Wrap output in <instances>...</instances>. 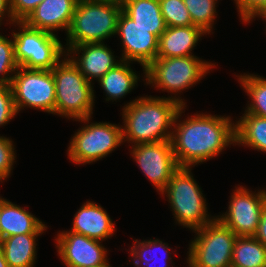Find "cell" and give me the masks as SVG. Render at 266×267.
Masks as SVG:
<instances>
[{"mask_svg": "<svg viewBox=\"0 0 266 267\" xmlns=\"http://www.w3.org/2000/svg\"><path fill=\"white\" fill-rule=\"evenodd\" d=\"M253 74L236 75L237 81L241 84L240 87L245 90L249 96L248 99L251 98L245 112L266 118V78Z\"/></svg>", "mask_w": 266, "mask_h": 267, "instance_id": "484cf974", "label": "cell"}, {"mask_svg": "<svg viewBox=\"0 0 266 267\" xmlns=\"http://www.w3.org/2000/svg\"><path fill=\"white\" fill-rule=\"evenodd\" d=\"M102 267H112L109 263Z\"/></svg>", "mask_w": 266, "mask_h": 267, "instance_id": "60d3db41", "label": "cell"}, {"mask_svg": "<svg viewBox=\"0 0 266 267\" xmlns=\"http://www.w3.org/2000/svg\"><path fill=\"white\" fill-rule=\"evenodd\" d=\"M4 18L8 19L4 20ZM2 21H7L10 25L15 23L11 12V0H0V27L3 25Z\"/></svg>", "mask_w": 266, "mask_h": 267, "instance_id": "836d02e7", "label": "cell"}, {"mask_svg": "<svg viewBox=\"0 0 266 267\" xmlns=\"http://www.w3.org/2000/svg\"><path fill=\"white\" fill-rule=\"evenodd\" d=\"M134 243L130 247V256H132V264L134 267H156V261L161 259V263L157 267H173V258L171 257V250L168 243H165L159 239H150L138 241L133 239ZM154 250V251H153ZM162 252H160V251ZM160 253V254H159ZM162 253V254H161ZM158 255V256H157ZM161 256V257H159ZM156 263V264H155ZM170 263V264H169ZM154 264V265H153ZM169 264V265H168Z\"/></svg>", "mask_w": 266, "mask_h": 267, "instance_id": "603a6c76", "label": "cell"}, {"mask_svg": "<svg viewBox=\"0 0 266 267\" xmlns=\"http://www.w3.org/2000/svg\"><path fill=\"white\" fill-rule=\"evenodd\" d=\"M183 2L189 11L193 25L209 35L214 29L212 27L217 18L218 0H183Z\"/></svg>", "mask_w": 266, "mask_h": 267, "instance_id": "4316f807", "label": "cell"}, {"mask_svg": "<svg viewBox=\"0 0 266 267\" xmlns=\"http://www.w3.org/2000/svg\"><path fill=\"white\" fill-rule=\"evenodd\" d=\"M57 233L55 246L65 267H102L109 263L101 241L68 230Z\"/></svg>", "mask_w": 266, "mask_h": 267, "instance_id": "4fadbf2b", "label": "cell"}, {"mask_svg": "<svg viewBox=\"0 0 266 267\" xmlns=\"http://www.w3.org/2000/svg\"><path fill=\"white\" fill-rule=\"evenodd\" d=\"M43 0H11L15 22H23Z\"/></svg>", "mask_w": 266, "mask_h": 267, "instance_id": "d6a6232c", "label": "cell"}, {"mask_svg": "<svg viewBox=\"0 0 266 267\" xmlns=\"http://www.w3.org/2000/svg\"><path fill=\"white\" fill-rule=\"evenodd\" d=\"M206 33L199 27H166L159 37L157 58L186 57Z\"/></svg>", "mask_w": 266, "mask_h": 267, "instance_id": "ac0fdd59", "label": "cell"}, {"mask_svg": "<svg viewBox=\"0 0 266 267\" xmlns=\"http://www.w3.org/2000/svg\"><path fill=\"white\" fill-rule=\"evenodd\" d=\"M16 115L11 86L0 85V127L8 124Z\"/></svg>", "mask_w": 266, "mask_h": 267, "instance_id": "4dcf8cb0", "label": "cell"}, {"mask_svg": "<svg viewBox=\"0 0 266 267\" xmlns=\"http://www.w3.org/2000/svg\"><path fill=\"white\" fill-rule=\"evenodd\" d=\"M231 267H266V247L254 236H237Z\"/></svg>", "mask_w": 266, "mask_h": 267, "instance_id": "d4e9b609", "label": "cell"}, {"mask_svg": "<svg viewBox=\"0 0 266 267\" xmlns=\"http://www.w3.org/2000/svg\"><path fill=\"white\" fill-rule=\"evenodd\" d=\"M255 18H262L263 20L262 21H265L266 22V11H259L251 20L249 23H252L251 21H255ZM266 24V23H265Z\"/></svg>", "mask_w": 266, "mask_h": 267, "instance_id": "8d00e7d4", "label": "cell"}, {"mask_svg": "<svg viewBox=\"0 0 266 267\" xmlns=\"http://www.w3.org/2000/svg\"><path fill=\"white\" fill-rule=\"evenodd\" d=\"M13 25L19 27L16 32H11L15 59L19 67L51 70L66 56L65 45L61 43L57 33L35 29L24 22H15Z\"/></svg>", "mask_w": 266, "mask_h": 267, "instance_id": "52a82bcc", "label": "cell"}, {"mask_svg": "<svg viewBox=\"0 0 266 267\" xmlns=\"http://www.w3.org/2000/svg\"><path fill=\"white\" fill-rule=\"evenodd\" d=\"M122 10L144 29L158 38L166 29L159 0H121Z\"/></svg>", "mask_w": 266, "mask_h": 267, "instance_id": "44dd1931", "label": "cell"}, {"mask_svg": "<svg viewBox=\"0 0 266 267\" xmlns=\"http://www.w3.org/2000/svg\"><path fill=\"white\" fill-rule=\"evenodd\" d=\"M55 81V115L74 120L93 116L95 91L66 55L52 69Z\"/></svg>", "mask_w": 266, "mask_h": 267, "instance_id": "277c9868", "label": "cell"}, {"mask_svg": "<svg viewBox=\"0 0 266 267\" xmlns=\"http://www.w3.org/2000/svg\"><path fill=\"white\" fill-rule=\"evenodd\" d=\"M242 23L247 24L266 5V0H234Z\"/></svg>", "mask_w": 266, "mask_h": 267, "instance_id": "1f68e13d", "label": "cell"}, {"mask_svg": "<svg viewBox=\"0 0 266 267\" xmlns=\"http://www.w3.org/2000/svg\"><path fill=\"white\" fill-rule=\"evenodd\" d=\"M191 170L192 167H179L158 194L168 199L175 224L193 231L212 222L216 216L208 214V203Z\"/></svg>", "mask_w": 266, "mask_h": 267, "instance_id": "5b68a950", "label": "cell"}, {"mask_svg": "<svg viewBox=\"0 0 266 267\" xmlns=\"http://www.w3.org/2000/svg\"><path fill=\"white\" fill-rule=\"evenodd\" d=\"M130 148V155L144 176L161 193L179 168L171 141L137 144Z\"/></svg>", "mask_w": 266, "mask_h": 267, "instance_id": "7c38bea8", "label": "cell"}, {"mask_svg": "<svg viewBox=\"0 0 266 267\" xmlns=\"http://www.w3.org/2000/svg\"><path fill=\"white\" fill-rule=\"evenodd\" d=\"M130 63L133 64V62L122 60L98 80L99 85L104 90L107 102L119 101L138 86L140 76L131 68Z\"/></svg>", "mask_w": 266, "mask_h": 267, "instance_id": "ffe728a7", "label": "cell"}, {"mask_svg": "<svg viewBox=\"0 0 266 267\" xmlns=\"http://www.w3.org/2000/svg\"><path fill=\"white\" fill-rule=\"evenodd\" d=\"M194 239L189 243V267H231L233 246L237 236L217 218L193 230Z\"/></svg>", "mask_w": 266, "mask_h": 267, "instance_id": "9c48e42d", "label": "cell"}, {"mask_svg": "<svg viewBox=\"0 0 266 267\" xmlns=\"http://www.w3.org/2000/svg\"><path fill=\"white\" fill-rule=\"evenodd\" d=\"M216 66L212 62L202 60L195 55L174 58H156L145 68L144 81L157 90L169 92L174 96L168 98L186 106L180 93L199 83L206 74ZM179 93V94H178ZM184 100V101H183Z\"/></svg>", "mask_w": 266, "mask_h": 267, "instance_id": "3957f363", "label": "cell"}, {"mask_svg": "<svg viewBox=\"0 0 266 267\" xmlns=\"http://www.w3.org/2000/svg\"><path fill=\"white\" fill-rule=\"evenodd\" d=\"M69 231L85 235L91 239L105 241L116 232L115 222L101 205L86 201L73 216Z\"/></svg>", "mask_w": 266, "mask_h": 267, "instance_id": "e0dca14e", "label": "cell"}, {"mask_svg": "<svg viewBox=\"0 0 266 267\" xmlns=\"http://www.w3.org/2000/svg\"><path fill=\"white\" fill-rule=\"evenodd\" d=\"M121 2V0H78V2Z\"/></svg>", "mask_w": 266, "mask_h": 267, "instance_id": "74e56055", "label": "cell"}, {"mask_svg": "<svg viewBox=\"0 0 266 267\" xmlns=\"http://www.w3.org/2000/svg\"><path fill=\"white\" fill-rule=\"evenodd\" d=\"M5 36L0 32V85H10L19 67L15 59L13 39Z\"/></svg>", "mask_w": 266, "mask_h": 267, "instance_id": "f1b7e54d", "label": "cell"}, {"mask_svg": "<svg viewBox=\"0 0 266 267\" xmlns=\"http://www.w3.org/2000/svg\"><path fill=\"white\" fill-rule=\"evenodd\" d=\"M10 86L17 114L26 107L55 115V81L51 70L18 67Z\"/></svg>", "mask_w": 266, "mask_h": 267, "instance_id": "30bf717a", "label": "cell"}, {"mask_svg": "<svg viewBox=\"0 0 266 267\" xmlns=\"http://www.w3.org/2000/svg\"><path fill=\"white\" fill-rule=\"evenodd\" d=\"M235 188L228 202V210L216 218L236 236H254L266 206V190L260 189L256 193L242 185Z\"/></svg>", "mask_w": 266, "mask_h": 267, "instance_id": "8fae6325", "label": "cell"}, {"mask_svg": "<svg viewBox=\"0 0 266 267\" xmlns=\"http://www.w3.org/2000/svg\"><path fill=\"white\" fill-rule=\"evenodd\" d=\"M42 234H18L0 240L4 257L10 267H34L37 258L38 236Z\"/></svg>", "mask_w": 266, "mask_h": 267, "instance_id": "7402d4cb", "label": "cell"}, {"mask_svg": "<svg viewBox=\"0 0 266 267\" xmlns=\"http://www.w3.org/2000/svg\"><path fill=\"white\" fill-rule=\"evenodd\" d=\"M260 11H266V5Z\"/></svg>", "mask_w": 266, "mask_h": 267, "instance_id": "ab89813d", "label": "cell"}, {"mask_svg": "<svg viewBox=\"0 0 266 267\" xmlns=\"http://www.w3.org/2000/svg\"><path fill=\"white\" fill-rule=\"evenodd\" d=\"M159 3L166 27L193 25L183 0H159Z\"/></svg>", "mask_w": 266, "mask_h": 267, "instance_id": "83f0119b", "label": "cell"}, {"mask_svg": "<svg viewBox=\"0 0 266 267\" xmlns=\"http://www.w3.org/2000/svg\"><path fill=\"white\" fill-rule=\"evenodd\" d=\"M13 140L0 136V182L5 181L11 175L16 163V150Z\"/></svg>", "mask_w": 266, "mask_h": 267, "instance_id": "f546056e", "label": "cell"}, {"mask_svg": "<svg viewBox=\"0 0 266 267\" xmlns=\"http://www.w3.org/2000/svg\"><path fill=\"white\" fill-rule=\"evenodd\" d=\"M185 107L176 114L170 139L179 167H195L236 144L235 121L231 116L197 112L181 120Z\"/></svg>", "mask_w": 266, "mask_h": 267, "instance_id": "6da1fadb", "label": "cell"}, {"mask_svg": "<svg viewBox=\"0 0 266 267\" xmlns=\"http://www.w3.org/2000/svg\"><path fill=\"white\" fill-rule=\"evenodd\" d=\"M90 119L92 121V117L74 120L84 123L73 134L67 148L68 159L76 165L99 161L124 144L122 125L106 121L93 123Z\"/></svg>", "mask_w": 266, "mask_h": 267, "instance_id": "ba28073f", "label": "cell"}, {"mask_svg": "<svg viewBox=\"0 0 266 267\" xmlns=\"http://www.w3.org/2000/svg\"><path fill=\"white\" fill-rule=\"evenodd\" d=\"M137 98L127 102L121 110L123 143L134 146L170 140L176 114L182 105L163 96Z\"/></svg>", "mask_w": 266, "mask_h": 267, "instance_id": "7a4b0ae2", "label": "cell"}, {"mask_svg": "<svg viewBox=\"0 0 266 267\" xmlns=\"http://www.w3.org/2000/svg\"><path fill=\"white\" fill-rule=\"evenodd\" d=\"M0 267H10L4 257V252L0 243Z\"/></svg>", "mask_w": 266, "mask_h": 267, "instance_id": "d590c367", "label": "cell"}, {"mask_svg": "<svg viewBox=\"0 0 266 267\" xmlns=\"http://www.w3.org/2000/svg\"><path fill=\"white\" fill-rule=\"evenodd\" d=\"M77 3L78 0H43L23 22L52 34L60 29L67 33Z\"/></svg>", "mask_w": 266, "mask_h": 267, "instance_id": "2e32d148", "label": "cell"}, {"mask_svg": "<svg viewBox=\"0 0 266 267\" xmlns=\"http://www.w3.org/2000/svg\"><path fill=\"white\" fill-rule=\"evenodd\" d=\"M116 35L122 44V55L118 58L139 63L145 74V68L157 58L159 38L134 23L123 10L118 18Z\"/></svg>", "mask_w": 266, "mask_h": 267, "instance_id": "5bb4252c", "label": "cell"}, {"mask_svg": "<svg viewBox=\"0 0 266 267\" xmlns=\"http://www.w3.org/2000/svg\"><path fill=\"white\" fill-rule=\"evenodd\" d=\"M121 12V2H78L66 33L65 51L76 45L101 43L115 37Z\"/></svg>", "mask_w": 266, "mask_h": 267, "instance_id": "8992f818", "label": "cell"}, {"mask_svg": "<svg viewBox=\"0 0 266 267\" xmlns=\"http://www.w3.org/2000/svg\"><path fill=\"white\" fill-rule=\"evenodd\" d=\"M254 237L266 247V206L263 209L257 233Z\"/></svg>", "mask_w": 266, "mask_h": 267, "instance_id": "e575fe53", "label": "cell"}, {"mask_svg": "<svg viewBox=\"0 0 266 267\" xmlns=\"http://www.w3.org/2000/svg\"><path fill=\"white\" fill-rule=\"evenodd\" d=\"M66 55L91 83L93 80L98 81L122 61L116 59L117 56L114 55L109 46L107 47L105 42L76 45L71 47Z\"/></svg>", "mask_w": 266, "mask_h": 267, "instance_id": "9a60e30c", "label": "cell"}, {"mask_svg": "<svg viewBox=\"0 0 266 267\" xmlns=\"http://www.w3.org/2000/svg\"><path fill=\"white\" fill-rule=\"evenodd\" d=\"M47 229L42 220L24 207L6 200L0 211V240L18 234H43Z\"/></svg>", "mask_w": 266, "mask_h": 267, "instance_id": "d6986e66", "label": "cell"}, {"mask_svg": "<svg viewBox=\"0 0 266 267\" xmlns=\"http://www.w3.org/2000/svg\"><path fill=\"white\" fill-rule=\"evenodd\" d=\"M7 199L6 198H2V196H0V211H1V209H2V205H3V203L6 201Z\"/></svg>", "mask_w": 266, "mask_h": 267, "instance_id": "f35d334b", "label": "cell"}, {"mask_svg": "<svg viewBox=\"0 0 266 267\" xmlns=\"http://www.w3.org/2000/svg\"><path fill=\"white\" fill-rule=\"evenodd\" d=\"M235 122L236 144L266 152V118L244 111Z\"/></svg>", "mask_w": 266, "mask_h": 267, "instance_id": "cb8c5ba5", "label": "cell"}]
</instances>
